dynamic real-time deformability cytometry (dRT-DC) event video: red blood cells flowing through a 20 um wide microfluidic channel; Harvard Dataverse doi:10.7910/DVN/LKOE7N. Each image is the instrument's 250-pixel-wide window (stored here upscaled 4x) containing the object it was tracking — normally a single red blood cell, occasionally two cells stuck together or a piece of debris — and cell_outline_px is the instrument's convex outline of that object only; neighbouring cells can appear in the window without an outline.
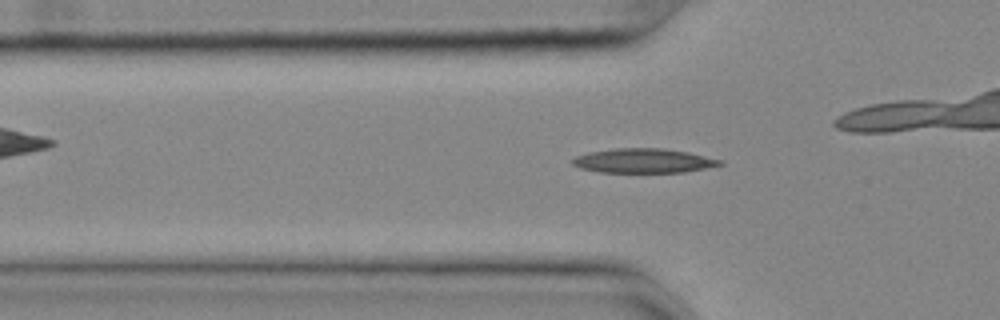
{"species": "common noctule bat (a hibernating species)", "species_latin": "Nyctalus noctula", "temperature_condition": "cold", "stored_images_in_passage": 47, "camera_frame_rate_fps": 3000, "um_per_image_px": 0.085, "animal": {"sex": "female", "body_mass_g": 25.1}, "frame": {"image": 1, "passage_image": 9, "time_ms": 2.667, "image_size_px": [1000, 320], "cell_outline_px": [[724, 164], [684, 172], [600, 172], [580, 168], [572, 164], [572, 160], [576, 156], [588, 152], [616, 148], [660, 148], [688, 152], [720, 160]], "centroid_in_image_um": [54.65, 13.66], "position_along_channel_um": 71.1, "area_um2": 20.69}}
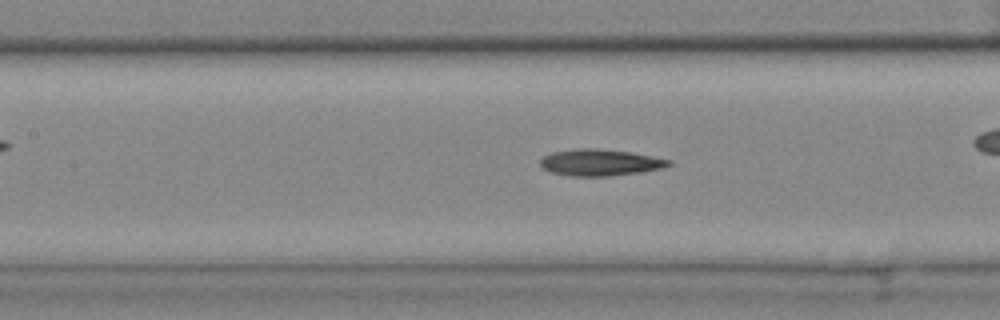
{"frame": {"image": 2, "passage_image": 16, "time_ms": 5.0, "image_size_px": [1000, 320], "cell_outline_px": [[672, 164], [664, 168], [640, 172], [608, 176], [572, 176], [552, 172], [544, 168], [540, 164], [540, 160], [544, 156], [552, 152], [576, 148], [596, 148], [632, 152], [672, 160]], "centroid_in_image_um": [51.04, 13.8], "position_along_channel_um": 156.4, "area_um2": 19.88}}
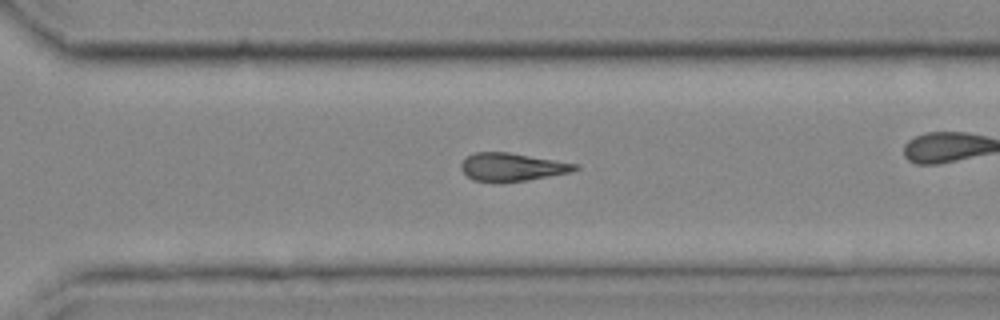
{"frame": {"image": 3, "passage_image": 30, "time_ms": 9.667, "image_size_px": [1000, 320], "cell_outline_px": [[580, 168], [568, 172], [528, 180], [500, 184], [496, 184], [472, 180], [460, 168], [460, 164], [468, 156], [476, 152], [508, 152], [580, 164]], "centroid_in_image_um": [43.5, 14.22], "position_along_channel_um": 327.1, "area_um2": 18.9}}